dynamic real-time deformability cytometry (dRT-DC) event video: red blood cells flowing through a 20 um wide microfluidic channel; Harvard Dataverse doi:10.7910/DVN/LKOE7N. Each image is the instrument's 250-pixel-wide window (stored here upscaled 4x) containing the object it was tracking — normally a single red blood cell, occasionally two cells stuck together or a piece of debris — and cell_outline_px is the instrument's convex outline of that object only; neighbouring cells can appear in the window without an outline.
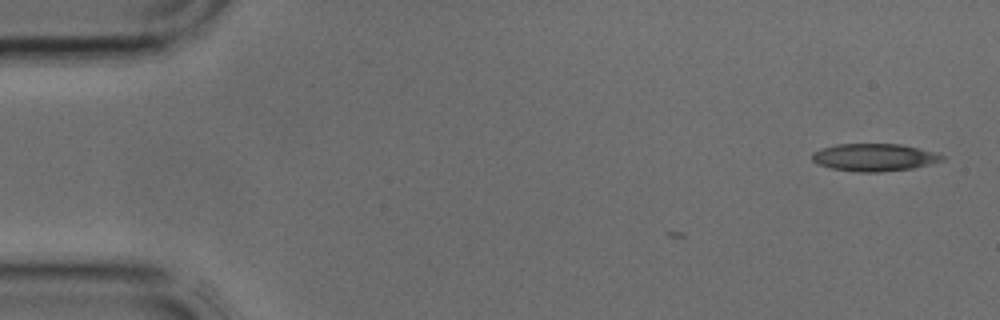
{"species": "common noctule bat (a hibernating species)", "species_latin": "Nyctalus noctula", "temperature_condition": "cold", "stored_images_in_passage": 3, "camera_frame_rate_fps": 3000, "um_per_image_px": 0.085, "animal": {"sex": "male", "body_mass_g": 17.9, "forearm_length_mm": 54.2}, "frame": {"image": 1, "passage_image": 1, "time_ms": 0.0, "image_size_px": [1000, 320], "cell_outline_px": [[944, 160], [912, 168], [880, 172], [856, 172], [832, 168], [816, 164], [812, 160], [812, 152], [820, 148], [836, 144], [900, 144], [940, 152], [944, 156]], "centroid_in_image_um": [74.31, 13.37], "position_along_channel_um": 10.7, "area_um2": 21.04}}